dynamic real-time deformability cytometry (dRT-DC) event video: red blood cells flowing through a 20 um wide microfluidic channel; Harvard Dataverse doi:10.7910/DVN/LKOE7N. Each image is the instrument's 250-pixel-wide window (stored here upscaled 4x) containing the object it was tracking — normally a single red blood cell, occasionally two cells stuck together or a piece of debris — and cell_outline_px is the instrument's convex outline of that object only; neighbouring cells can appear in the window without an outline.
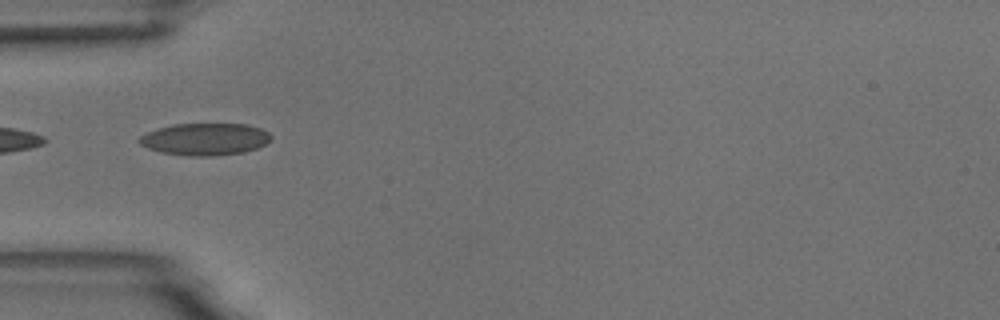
{"species": "common noctule bat (a hibernating species)", "species_latin": "Nyctalus noctula", "temperature_condition": "room temperature", "stored_images_in_passage": 6, "camera_frame_rate_fps": 3000, "um_per_image_px": 0.085, "animal": {"sex": "male", "body_mass_g": 18.8}, "frame": {"image": 1, "passage_image": 4, "time_ms": 3.667, "image_size_px": [1000, 320], "cell_outline_px": [[272, 140], [256, 148], [244, 152], [212, 156], [192, 156], [160, 152], [148, 148], [140, 144], [136, 140], [140, 136], [148, 132], [172, 124], [248, 124], [260, 128], [268, 132], [272, 136]], "centroid_in_image_um": [17.43, 11.83], "position_along_channel_um": 67.6, "area_um2": 24.62}}